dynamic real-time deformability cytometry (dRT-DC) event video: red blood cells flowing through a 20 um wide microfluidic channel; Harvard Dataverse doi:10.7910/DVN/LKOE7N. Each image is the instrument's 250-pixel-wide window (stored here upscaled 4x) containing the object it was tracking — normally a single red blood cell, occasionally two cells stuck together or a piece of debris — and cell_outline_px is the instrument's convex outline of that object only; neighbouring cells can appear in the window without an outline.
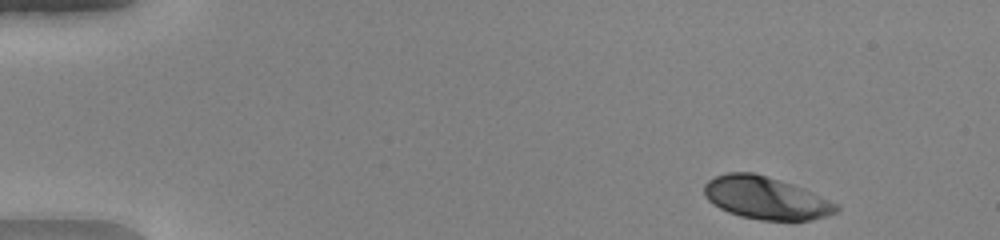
{"species": "human", "species_latin": "Homo sapiens", "temperature_condition": "warm", "stored_images_in_passage": 47, "camera_frame_rate_fps": 3000, "um_per_image_px": 0.085, "donor": {"sex": "female"}, "frame": {"image": 1, "passage_image": 2, "time_ms": 0.333, "image_size_px": [1000, 240], "cell_outline_px": [[840, 208], [836, 212], [828, 216], [812, 220], [760, 220], [740, 216], [728, 212], [712, 204], [704, 196], [704, 184], [708, 180], [716, 176], [728, 172], [752, 172], [792, 184], [804, 188], [840, 204]], "centroid_in_image_um": [65.12, 16.84], "position_along_channel_um": 19.9, "area_um2": 32.95}}
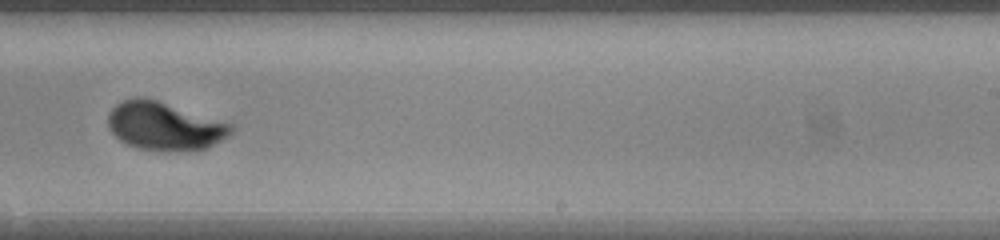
{"frame": {"image": 2, "passage_image": 29, "time_ms": 9.333, "image_size_px": [1000, 240], "cell_outline_px": [[236, 132], [208, 148], [172, 152], [164, 152], [136, 148], [120, 140], [108, 128], [108, 112], [116, 104], [124, 100], [136, 96], [156, 100], [236, 124]], "centroid_in_image_um": [14.05, 10.73], "position_along_channel_um": 275.0, "area_um2": 35.2}}
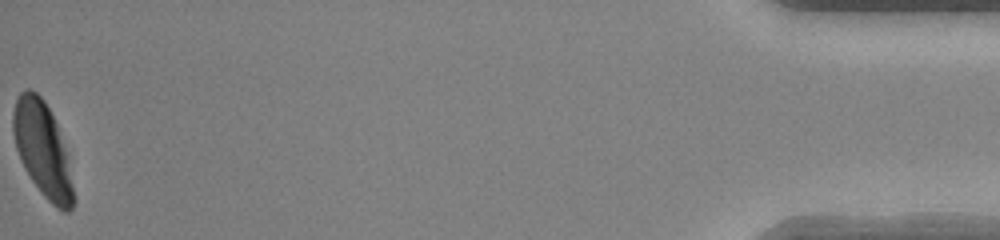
{"frame": {"image": 3, "passage_image": 47, "time_ms": 15.333, "image_size_px": [1000, 240], "cell_outline_px": [[72, 208], [68, 212], [64, 212], [56, 208], [40, 192], [24, 168], [20, 160], [16, 148], [12, 132], [12, 112], [16, 100], [20, 92], [24, 88], [28, 88], [36, 92], [44, 100], [56, 124], [68, 156], [72, 188]], "centroid_in_image_um": [3.57, 12.67], "position_along_channel_um": 431.6, "area_um2": 32.95}, "authors_computed_cell_mechanics": {"area_um2": 33.524, "velocity_mm_per_s": 4.1243, "shape_relaxation_time_tau1_ms": 2.7572, "shape_relaxation_time_tau2_ms": null, "deformation_change_tau1": 0.1976, "deformation_change_tau2": null}}